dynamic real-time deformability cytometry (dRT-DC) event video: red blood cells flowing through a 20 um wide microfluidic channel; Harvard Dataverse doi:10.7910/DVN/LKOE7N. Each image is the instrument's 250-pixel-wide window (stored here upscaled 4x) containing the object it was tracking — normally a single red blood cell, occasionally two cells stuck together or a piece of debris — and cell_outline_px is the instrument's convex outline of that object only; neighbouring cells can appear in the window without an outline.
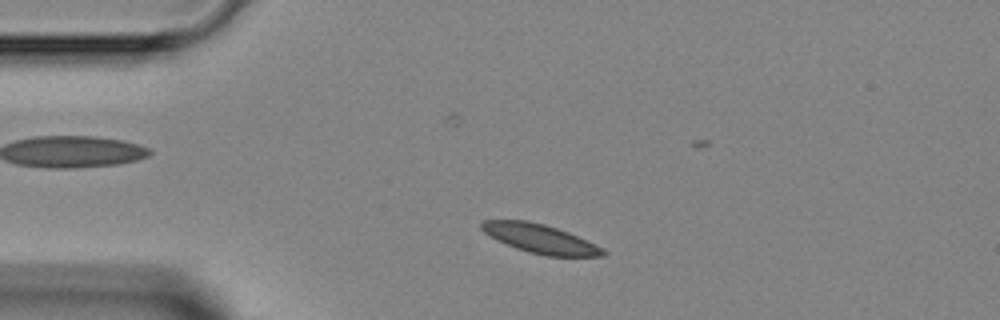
{"species": "Egyptian fruit bat (a non-hibernating species)", "species_latin": "Rousettus aegyptiacus", "temperature_condition": "room temperature", "stored_images_in_passage": 46, "camera_frame_rate_fps": 3000, "um_per_image_px": 0.085, "animal": {"sex": "female"}, "frame": {"image": 1, "passage_image": 8, "time_ms": 2.333, "image_size_px": [1000, 320], "cell_outline_px": [[608, 252], [604, 256], [548, 256], [528, 252], [516, 248], [496, 240], [484, 232], [480, 228], [480, 224], [484, 220], [528, 220], [544, 224], [568, 232], [588, 240], [604, 248]], "centroid_in_image_um": [45.93, 20.29], "position_along_channel_um": 39.1, "area_um2": 20.58}}
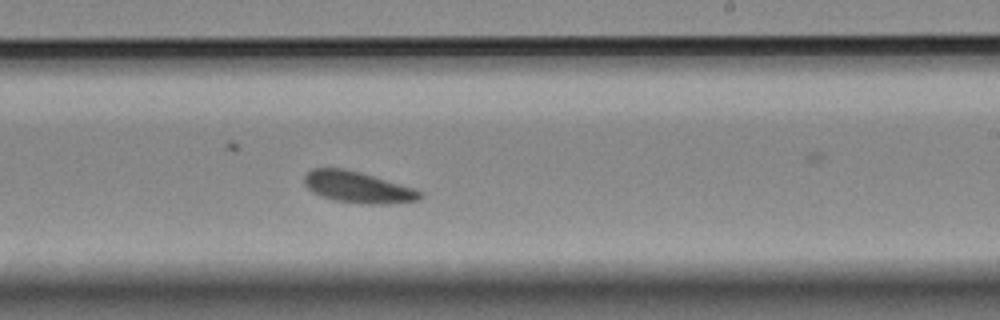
{"frame": {"image": 2, "passage_image": 26, "time_ms": 8.333, "image_size_px": [1000, 320], "cell_outline_px": [[424, 196], [420, 200], [388, 204], [360, 204], [332, 200], [320, 196], [312, 192], [304, 184], [304, 176], [312, 168], [344, 168], [360, 172], [416, 188], [424, 192]], "centroid_in_image_um": [30.45, 15.92], "position_along_channel_um": 258.6, "area_um2": 21.56}}
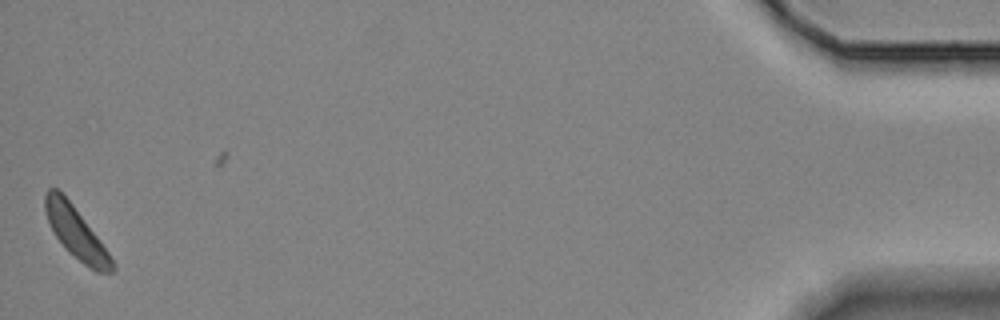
{"frame": {"image": 3, "passage_image": 45, "time_ms": 14.667, "image_size_px": [1000, 320], "cell_outline_px": [[116, 268], [112, 272], [96, 272], [84, 264], [68, 252], [56, 236], [48, 220], [44, 208], [44, 196], [48, 188], [56, 188], [72, 204], [100, 240], [116, 264]], "centroid_in_image_um": [6.48, 19.81], "position_along_channel_um": 428.7, "area_um2": 19.71}}